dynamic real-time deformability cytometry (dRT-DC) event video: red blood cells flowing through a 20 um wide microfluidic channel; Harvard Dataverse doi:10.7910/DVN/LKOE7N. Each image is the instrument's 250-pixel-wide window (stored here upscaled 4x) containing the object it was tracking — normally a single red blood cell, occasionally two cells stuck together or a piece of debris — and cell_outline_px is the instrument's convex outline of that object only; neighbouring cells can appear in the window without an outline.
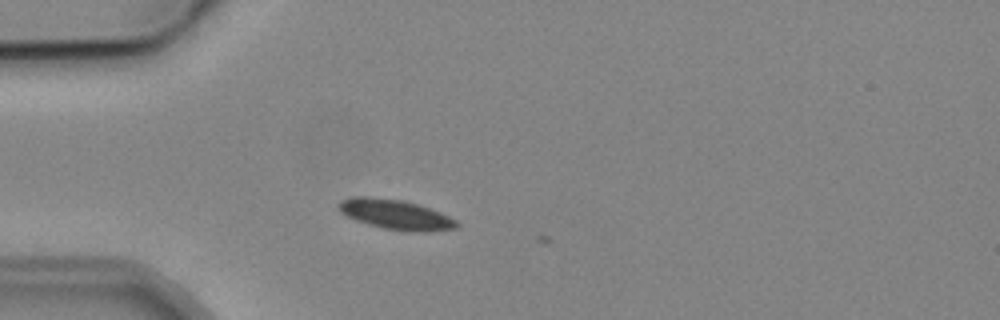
{"species": "common noctule bat (a hibernating species)", "species_latin": "Nyctalus noctula", "temperature_condition": "cold", "stored_images_in_passage": 3, "camera_frame_rate_fps": 3000, "um_per_image_px": 0.085, "animal": {"sex": "male", "body_mass_g": 19.2, "forearm_length_mm": 51.8}, "frame": {"image": 1, "passage_image": 3, "time_ms": 2.333, "image_size_px": [1000, 320], "cell_outline_px": [[460, 224], [456, 228], [420, 232], [412, 232], [384, 228], [368, 224], [356, 220], [340, 212], [340, 200], [352, 196], [368, 196], [404, 200], [440, 212], [456, 220]], "centroid_in_image_um": [33.62, 18.22], "position_along_channel_um": 51.4, "area_um2": 20.35}}